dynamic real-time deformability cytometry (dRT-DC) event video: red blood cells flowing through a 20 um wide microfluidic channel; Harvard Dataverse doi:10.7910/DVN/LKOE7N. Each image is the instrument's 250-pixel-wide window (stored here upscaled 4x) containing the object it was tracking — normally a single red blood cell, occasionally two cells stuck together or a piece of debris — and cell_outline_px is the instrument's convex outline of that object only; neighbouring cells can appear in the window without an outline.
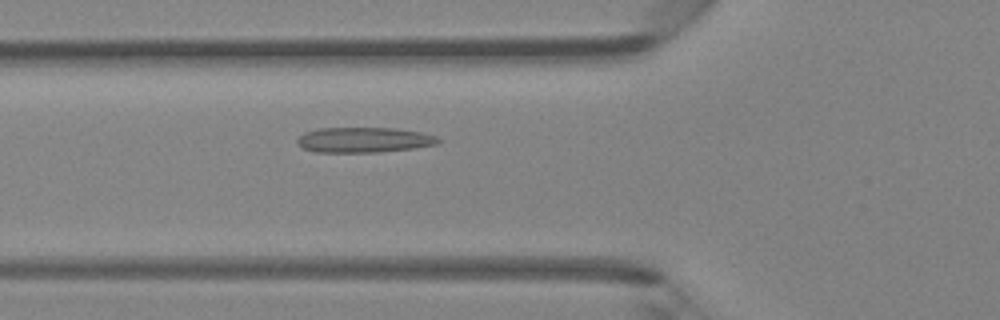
{"species": "Egyptian fruit bat (a non-hibernating species)", "species_latin": "Rousettus aegyptiacus", "temperature_condition": "room temperature", "stored_images_in_passage": 43, "camera_frame_rate_fps": 3000, "um_per_image_px": 0.085, "animal": {"sex": "female"}, "frame": {"image": 1, "passage_image": 13, "time_ms": 4.0, "image_size_px": [1000, 320], "cell_outline_px": [[440, 140], [436, 144], [412, 148], [376, 152], [316, 152], [304, 148], [296, 144], [296, 140], [304, 132], [316, 128], [396, 128], [420, 132], [436, 136]], "centroid_in_image_um": [30.88, 11.88], "position_along_channel_um": 94.9, "area_um2": 20.63}}
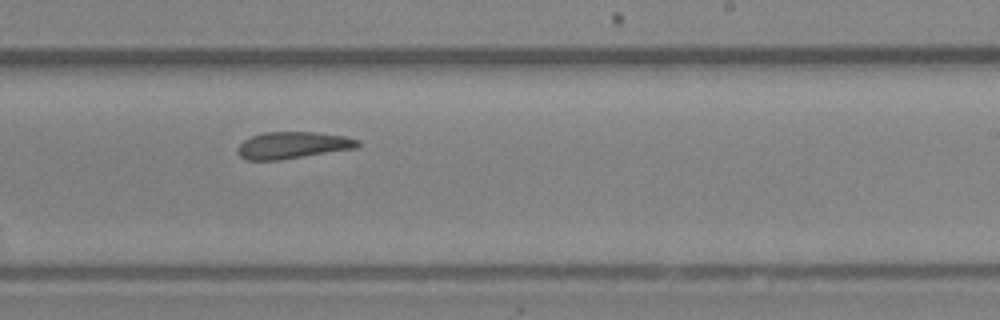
{"frame": {"image": 2, "passage_image": 25, "time_ms": 8.0, "image_size_px": [1000, 320], "cell_outline_px": [[360, 144], [356, 148], [280, 160], [244, 160], [236, 152], [236, 148], [244, 140], [252, 136], [264, 132], [316, 132], [344, 136], [360, 140]], "centroid_in_image_um": [24.85, 12.35], "position_along_channel_um": 264.1, "area_um2": 18.84}}
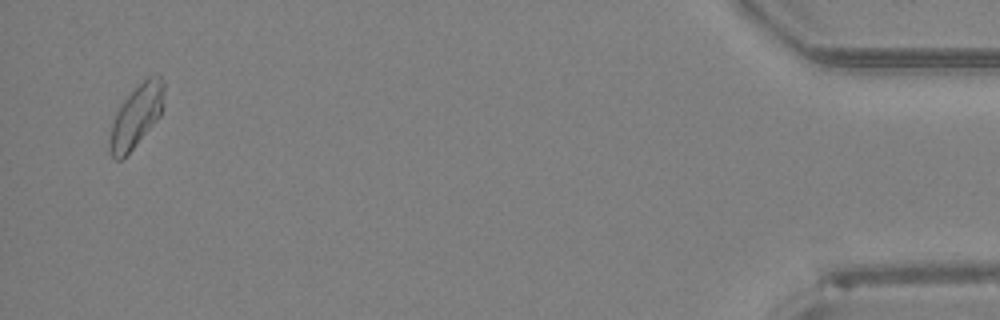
{"frame": {"image": 3, "passage_image": 42, "time_ms": 13.667, "image_size_px": [1000, 320], "cell_outline_px": [[164, 88], [160, 116], [132, 148], [120, 160], [116, 160], [108, 152], [108, 144], [112, 124], [116, 112], [124, 100], [148, 76], [160, 72], [164, 84]], "centroid_in_image_um": [11.57, 9.85], "position_along_channel_um": 423.6, "area_um2": 19.31}, "authors_computed_cell_mechanics": {"area_um2": 19.5364, "velocity_mm_per_s": 4.2464, "shape_relaxation_time_tau1_ms": null, "shape_relaxation_time_tau2_ms": 2.9539, "deformation_change_tau1": null, "deformation_change_tau2": 0.0956}}